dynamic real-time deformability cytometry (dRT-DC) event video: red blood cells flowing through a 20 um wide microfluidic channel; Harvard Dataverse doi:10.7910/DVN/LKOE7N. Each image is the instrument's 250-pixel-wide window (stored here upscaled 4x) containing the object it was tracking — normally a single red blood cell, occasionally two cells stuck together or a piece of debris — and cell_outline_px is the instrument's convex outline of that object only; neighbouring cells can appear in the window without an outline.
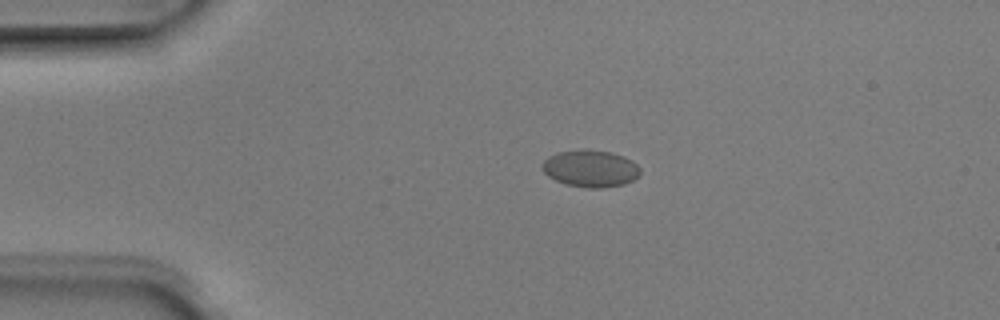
{"species": "Egyptian fruit bat (a non-hibernating species)", "species_latin": "Rousettus aegyptiacus", "temperature_condition": "room temperature", "stored_images_in_passage": 2, "camera_frame_rate_fps": 3000, "um_per_image_px": 0.085, "animal": {"sex": "male"}, "frame": {"image": 1, "passage_image": 1, "time_ms": 0.0, "image_size_px": [1000, 320], "cell_outline_px": [[640, 176], [624, 184], [604, 188], [588, 188], [564, 184], [548, 176], [540, 168], [540, 164], [548, 156], [560, 152], [588, 148], [612, 152], [624, 156], [632, 160], [640, 168]], "centroid_in_image_um": [50.18, 14.32], "position_along_channel_um": 34.8, "area_um2": 21.5}}